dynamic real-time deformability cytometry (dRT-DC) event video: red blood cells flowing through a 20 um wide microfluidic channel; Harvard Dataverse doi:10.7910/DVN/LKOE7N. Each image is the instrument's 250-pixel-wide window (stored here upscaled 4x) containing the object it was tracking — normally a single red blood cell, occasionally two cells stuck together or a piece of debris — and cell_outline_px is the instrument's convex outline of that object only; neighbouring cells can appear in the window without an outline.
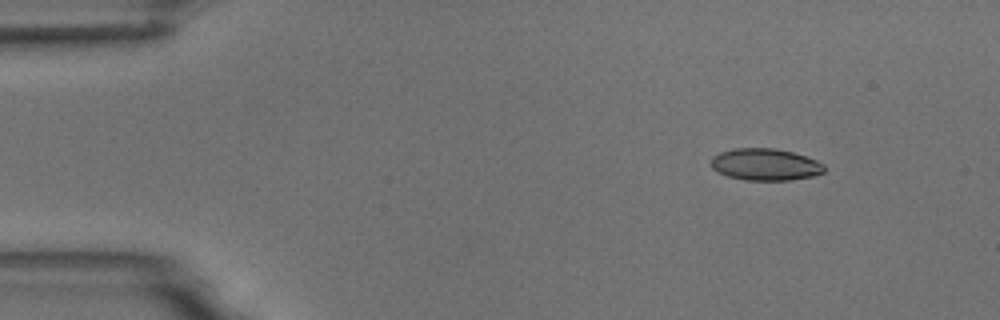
{"species": "common noctule bat (a hibernating species)", "species_latin": "Nyctalus noctula", "temperature_condition": "room temperature", "stored_images_in_passage": 6, "camera_frame_rate_fps": 3000, "um_per_image_px": 0.085, "animal": {"sex": "male", "body_mass_g": 18.8}, "frame": {"image": 1, "passage_image": 3, "time_ms": 2.0, "image_size_px": [1000, 320], "cell_outline_px": [[824, 172], [812, 176], [788, 180], [744, 180], [728, 176], [712, 168], [708, 164], [708, 160], [712, 156], [720, 152], [732, 148], [776, 148], [792, 152], [816, 160], [824, 164]], "centroid_in_image_um": [64.99, 13.97], "position_along_channel_um": 20.0, "area_um2": 21.15}}
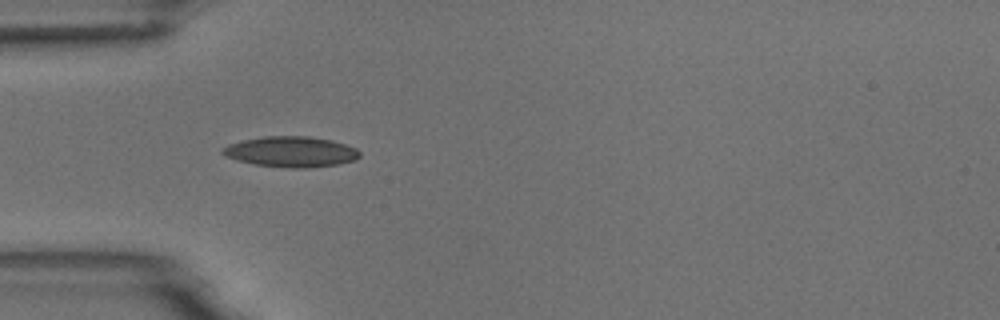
{"frame": {"image": 2, "passage_image": 5, "time_ms": 5.333, "image_size_px": [1000, 320], "cell_outline_px": [[360, 156], [356, 160], [336, 164], [308, 168], [288, 168], [256, 164], [236, 160], [224, 156], [220, 152], [220, 148], [228, 144], [240, 140], [264, 136], [308, 136], [332, 140], [356, 148], [360, 152]], "centroid_in_image_um": [24.69, 12.89], "position_along_channel_um": 60.3, "area_um2": 24.62}}